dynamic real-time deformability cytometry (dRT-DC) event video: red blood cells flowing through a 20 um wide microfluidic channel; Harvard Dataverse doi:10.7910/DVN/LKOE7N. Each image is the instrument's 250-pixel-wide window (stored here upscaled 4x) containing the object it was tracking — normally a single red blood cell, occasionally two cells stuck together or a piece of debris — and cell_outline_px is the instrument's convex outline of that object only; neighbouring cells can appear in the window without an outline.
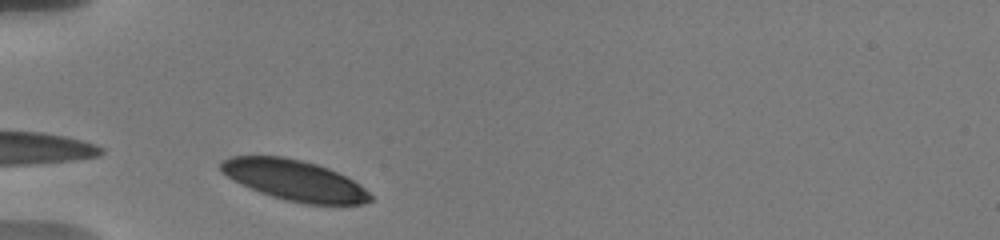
{"species": "human", "species_latin": "Homo sapiens", "temperature_condition": "warm", "stored_images_in_passage": 47, "camera_frame_rate_fps": 3000, "um_per_image_px": 0.085, "donor": {"sex": "male"}, "frame": {"image": 1, "passage_image": 1, "time_ms": 0.0, "image_size_px": [1000, 240], "cell_outline_px": [[372, 200], [360, 204], [308, 204], [288, 200], [272, 196], [260, 192], [220, 172], [220, 164], [224, 160], [232, 156], [280, 156], [300, 160], [316, 164], [328, 168], [352, 180], [364, 188], [372, 196]], "centroid_in_image_um": [25.03, 15.32], "position_along_channel_um": 60.0, "area_um2": 34.56}}
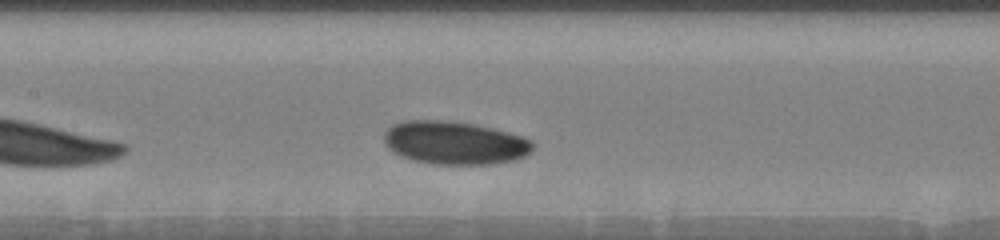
{"frame": {"image": 2, "passage_image": 10, "time_ms": 3.333, "image_size_px": [1000, 240], "cell_outline_px": [[532, 148], [524, 156], [516, 160], [492, 164], [432, 164], [400, 156], [392, 152], [384, 144], [384, 132], [392, 124], [404, 120], [456, 120], [492, 128], [524, 136], [532, 140]], "centroid_in_image_um": [38.62, 12.12], "position_along_channel_um": 168.8, "area_um2": 37.74}}
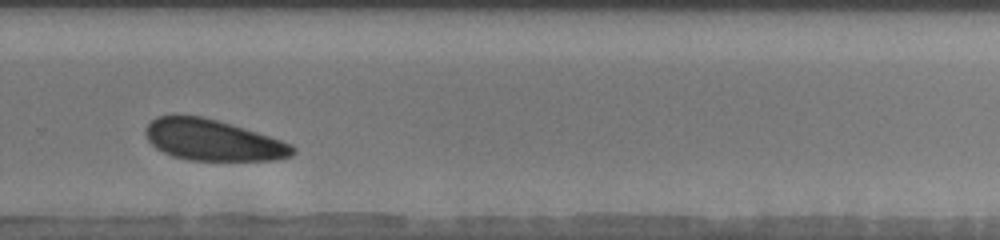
{"frame": {"image": 3, "passage_image": 28, "time_ms": 7.333, "image_size_px": [1000, 240], "cell_outline_px": [[296, 152], [292, 156], [276, 160], [188, 160], [172, 156], [156, 148], [148, 140], [144, 132], [144, 128], [156, 116], [200, 116], [216, 120], [244, 128], [292, 144], [296, 148]], "centroid_in_image_um": [18.09, 11.92], "position_along_channel_um": 311.7, "area_um2": 34.97}, "authors_computed_cell_mechanics": {"area_um2": 36.414, "velocity_mm_per_s": 3.5834, "shape_relaxation_time_tau1_ms": 1.7826, "shape_relaxation_time_tau2_ms": null, "deformation_change_tau1": 0.0488, "deformation_change_tau2": null}}